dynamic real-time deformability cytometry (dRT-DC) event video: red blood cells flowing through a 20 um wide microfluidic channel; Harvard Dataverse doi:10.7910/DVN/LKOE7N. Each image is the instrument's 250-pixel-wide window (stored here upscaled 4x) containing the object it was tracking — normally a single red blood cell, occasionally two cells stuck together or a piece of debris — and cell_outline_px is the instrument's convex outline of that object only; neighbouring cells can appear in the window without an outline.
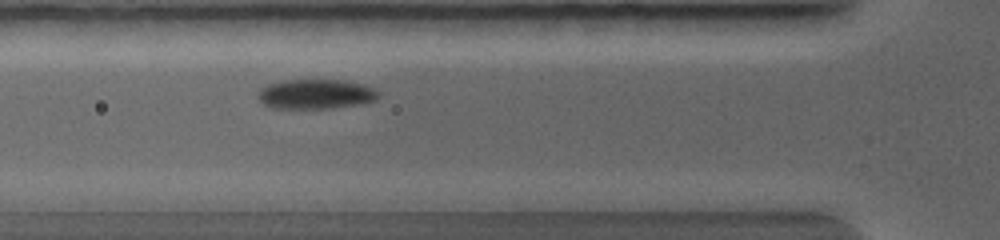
{"species": "common noctule bat (a hibernating species)", "species_latin": "Nyctalus noctula", "temperature_condition": "warm", "stored_images_in_passage": 22, "camera_frame_rate_fps": 5000, "um_per_image_px": 0.085, "animal": {"sex": "female", "body_mass_g": 19.0, "forearm_length_mm": 56.7}, "frame": {"image": 1, "passage_image": 4, "time_ms": 1.6, "image_size_px": [1000, 240], "cell_outline_px": [[380, 92], [372, 100], [352, 104], [320, 108], [292, 108], [268, 104], [260, 96], [260, 88], [268, 84], [280, 80], [344, 80], [360, 84], [372, 88]], "centroid_in_image_um": [26.84, 7.95], "position_along_channel_um": 99.0, "area_um2": 19.59}}
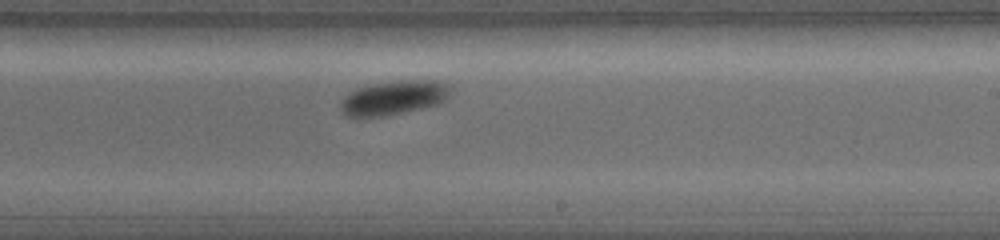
{"frame": {"image": 2, "passage_image": 10, "time_ms": 4.4, "image_size_px": [1000, 240], "cell_outline_px": [[448, 96], [436, 104], [396, 112], [368, 116], [352, 116], [344, 112], [344, 100], [352, 92], [360, 88], [376, 84], [404, 80], [432, 80], [444, 84], [448, 88]], "centroid_in_image_um": [33.52, 8.27], "position_along_channel_um": 255.5, "area_um2": 19.88}}
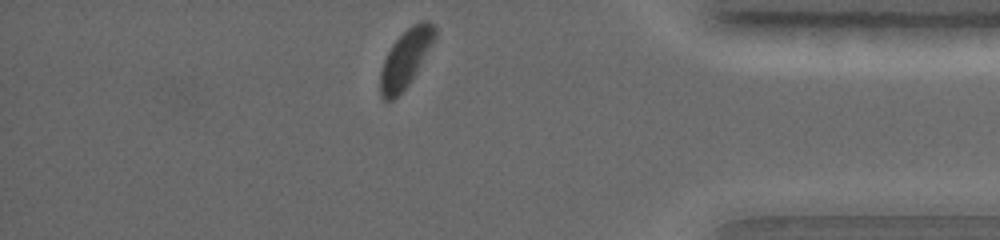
{"frame": {"image": 3, "passage_image": 22, "time_ms": 7.4, "image_size_px": [1000, 240], "cell_outline_px": [[436, 36], [432, 44], [408, 84], [392, 100], [384, 100], [380, 96], [380, 72], [384, 60], [392, 44], [412, 24], [420, 20], [428, 20], [436, 24]], "centroid_in_image_um": [34.48, 4.92], "position_along_channel_um": 400.7, "area_um2": 17.98}}